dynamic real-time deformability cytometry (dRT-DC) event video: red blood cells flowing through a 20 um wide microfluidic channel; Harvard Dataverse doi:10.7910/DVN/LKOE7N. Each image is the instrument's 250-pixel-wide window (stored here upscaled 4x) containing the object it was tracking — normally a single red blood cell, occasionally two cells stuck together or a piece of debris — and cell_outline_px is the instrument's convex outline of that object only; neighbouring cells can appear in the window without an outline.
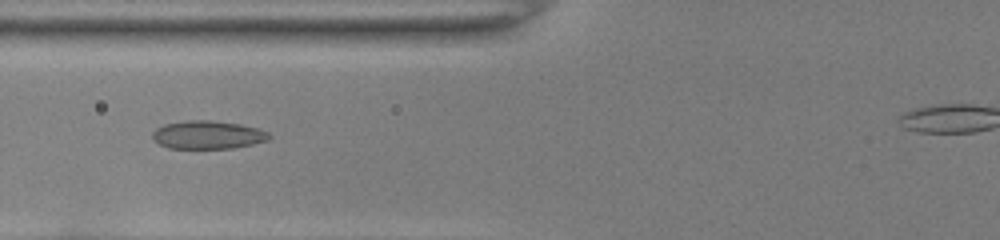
{"species": "common noctule bat (a hibernating species)", "species_latin": "Nyctalus noctula", "temperature_condition": "room temperature", "stored_images_in_passage": 40, "camera_frame_rate_fps": 3000, "um_per_image_px": 0.085, "animal": {"sex": "female", "body_mass_g": 22.0, "forearm_length_mm": 56.7}, "frame": {"image": 1, "passage_image": 13, "time_ms": 4.0, "image_size_px": [1000, 240], "cell_outline_px": [[272, 136], [268, 140], [252, 144], [232, 148], [168, 148], [152, 140], [152, 132], [156, 128], [164, 124], [188, 120], [212, 120], [240, 124], [260, 128], [268, 132]], "centroid_in_image_um": [17.66, 11.45], "position_along_channel_um": 108.1, "area_um2": 19.31}}
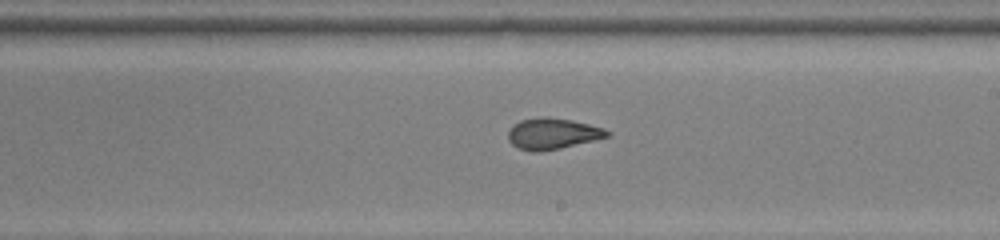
{"frame": {"image": 2, "passage_image": 23, "time_ms": 7.333, "image_size_px": [1000, 240], "cell_outline_px": [[612, 136], [560, 148], [540, 152], [532, 152], [520, 148], [512, 144], [508, 140], [508, 132], [512, 124], [520, 120], [544, 116], [572, 120], [604, 128], [612, 132]], "centroid_in_image_um": [46.98, 11.36], "position_along_channel_um": 242.0, "area_um2": 18.09}}
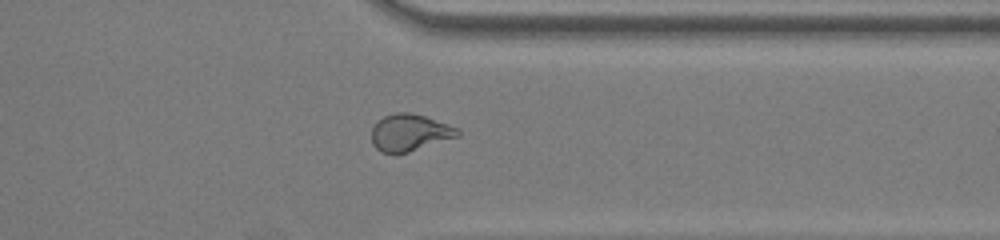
{"frame": {"image": 3, "passage_image": 33, "time_ms": 10.667, "image_size_px": [1000, 240], "cell_outline_px": [[460, 136], [408, 152], [380, 152], [372, 144], [372, 128], [376, 120], [384, 116], [396, 112], [412, 112], [460, 128]], "centroid_in_image_um": [34.83, 11.25], "position_along_channel_um": 376.6, "area_um2": 18.55}}